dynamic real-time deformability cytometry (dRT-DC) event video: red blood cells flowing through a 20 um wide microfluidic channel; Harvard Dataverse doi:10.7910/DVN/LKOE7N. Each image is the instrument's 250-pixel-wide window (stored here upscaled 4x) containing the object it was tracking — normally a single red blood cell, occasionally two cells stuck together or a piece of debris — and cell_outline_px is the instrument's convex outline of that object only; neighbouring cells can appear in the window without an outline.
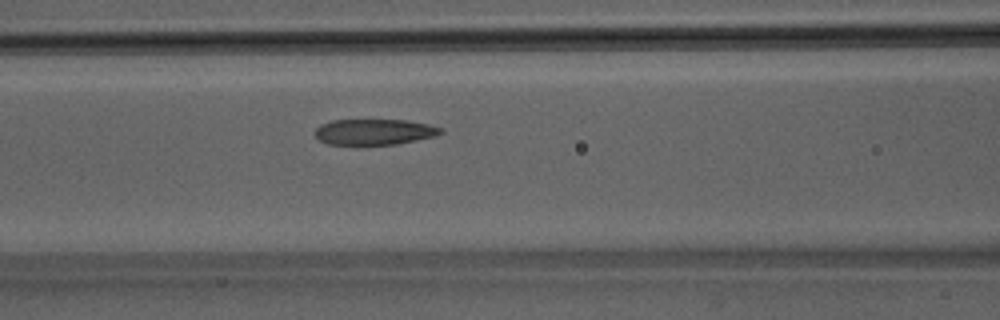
{"species": "Egyptian fruit bat (a non-hibernating species)", "species_latin": "Rousettus aegyptiacus", "temperature_condition": "room temperature", "stored_images_in_passage": 28, "camera_frame_rate_fps": 3000, "um_per_image_px": 0.085, "animal": {"sex": "male"}, "frame": {"image": 1, "passage_image": 8, "time_ms": 2.333, "image_size_px": [1000, 320], "cell_outline_px": [[444, 132], [436, 136], [396, 144], [328, 144], [320, 140], [312, 132], [320, 124], [332, 120], [404, 120], [428, 124], [444, 128]], "centroid_in_image_um": [31.82, 11.2], "position_along_channel_um": 134.8, "area_um2": 18.9}}